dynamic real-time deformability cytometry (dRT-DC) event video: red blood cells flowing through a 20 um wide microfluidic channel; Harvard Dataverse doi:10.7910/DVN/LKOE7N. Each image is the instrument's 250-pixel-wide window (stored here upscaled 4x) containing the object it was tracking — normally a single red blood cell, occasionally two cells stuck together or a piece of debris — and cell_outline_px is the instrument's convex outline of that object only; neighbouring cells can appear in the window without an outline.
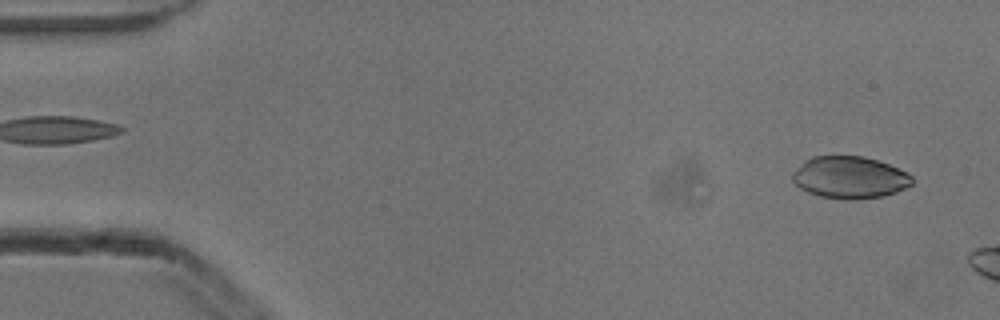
{"species": "common noctule bat (a hibernating species)", "species_latin": "Nyctalus noctula", "temperature_condition": "cold", "stored_images_in_passage": 3, "segment_of_instrument_passage": [2, 2], "camera_frame_rate_fps": 3000, "um_per_image_px": 0.085, "animal": {"sex": "male", "body_mass_g": 13.3}, "frame": {"image": 1, "passage_image": 3, "time_ms": 0.667, "image_size_px": [1000, 320], "cell_outline_px": [[912, 184], [896, 192], [884, 196], [856, 200], [848, 200], [820, 196], [808, 192], [800, 188], [792, 180], [792, 172], [804, 160], [812, 156], [864, 156], [888, 164], [908, 172], [912, 176]], "centroid_in_image_um": [72.21, 15.08], "position_along_channel_um": 12.8, "area_um2": 29.48}}